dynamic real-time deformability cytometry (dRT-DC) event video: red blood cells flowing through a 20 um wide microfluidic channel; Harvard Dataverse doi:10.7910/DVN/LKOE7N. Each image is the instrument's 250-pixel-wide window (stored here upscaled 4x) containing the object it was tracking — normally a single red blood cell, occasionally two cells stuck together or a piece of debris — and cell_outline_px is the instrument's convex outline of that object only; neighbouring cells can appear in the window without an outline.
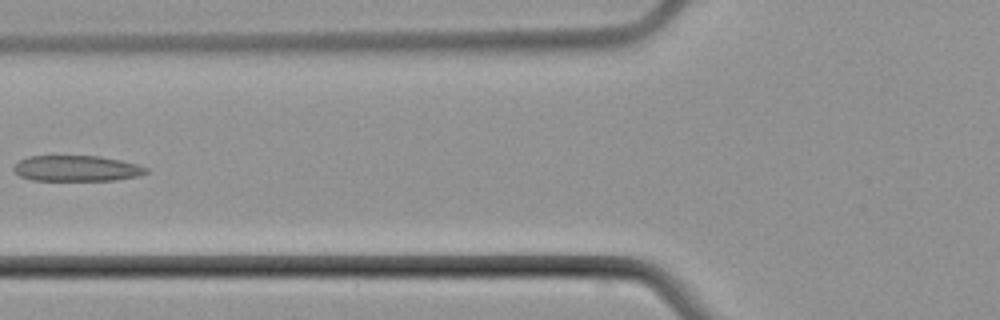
{"species": "common noctule bat (a hibernating species)", "species_latin": "Nyctalus noctula", "temperature_condition": "cold", "stored_images_in_passage": 7, "camera_frame_rate_fps": 3000, "um_per_image_px": 0.085, "animal": {"sex": "male", "body_mass_g": 21.5, "forearm_length_mm": 52.0}, "frame": {"image": 1, "passage_image": 6, "time_ms": 7.333, "image_size_px": [1000, 320], "cell_outline_px": [[148, 172], [140, 176], [116, 180], [32, 180], [20, 176], [12, 168], [20, 160], [28, 156], [100, 156], [120, 160], [136, 164], [148, 168]], "centroid_in_image_um": [6.53, 14.31], "position_along_channel_um": 119.3, "area_um2": 19.83}}
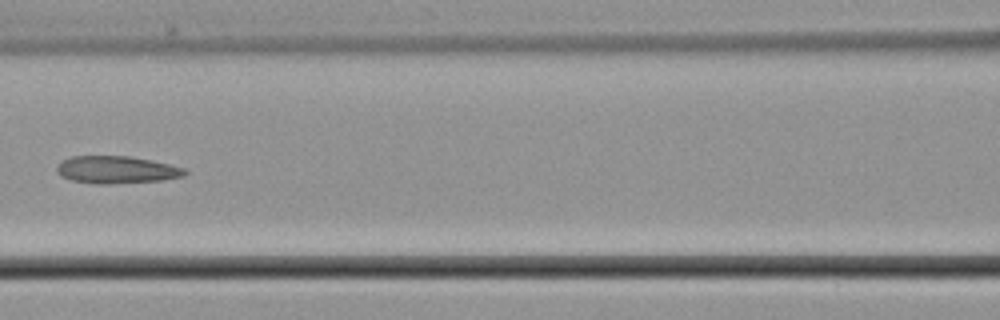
{"frame": {"image": 2, "passage_image": 7, "time_ms": 8.333, "image_size_px": [1000, 320], "cell_outline_px": [[188, 172], [184, 176], [160, 180], [108, 184], [96, 184], [72, 180], [60, 176], [56, 172], [56, 168], [64, 160], [72, 156], [128, 156], [168, 164], [184, 168]], "centroid_in_image_um": [9.88, 14.43], "position_along_channel_um": 156.7, "area_um2": 20.17}}